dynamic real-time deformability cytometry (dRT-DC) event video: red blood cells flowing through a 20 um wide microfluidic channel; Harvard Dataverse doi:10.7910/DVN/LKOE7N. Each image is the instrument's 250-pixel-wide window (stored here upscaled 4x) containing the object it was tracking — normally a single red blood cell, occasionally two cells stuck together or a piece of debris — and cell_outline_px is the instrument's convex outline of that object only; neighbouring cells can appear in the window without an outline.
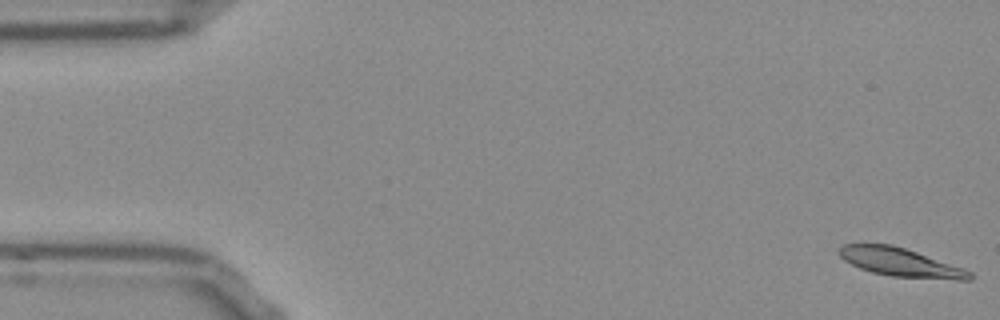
{"species": "Egyptian fruit bat (a non-hibernating species)", "species_latin": "Rousettus aegyptiacus", "temperature_condition": "room temperature", "stored_images_in_passage": 53, "camera_frame_rate_fps": 3000, "um_per_image_px": 0.085, "frame": {"image": 1, "passage_image": 1, "time_ms": 0.0, "image_size_px": [1000, 320], "cell_outline_px": [[972, 280], [956, 280], [892, 276], [872, 272], [860, 268], [844, 260], [836, 252], [844, 244], [892, 244], [964, 268], [972, 272]], "centroid_in_image_um": [76.54, 22.3], "position_along_channel_um": 8.5, "area_um2": 21.5}}
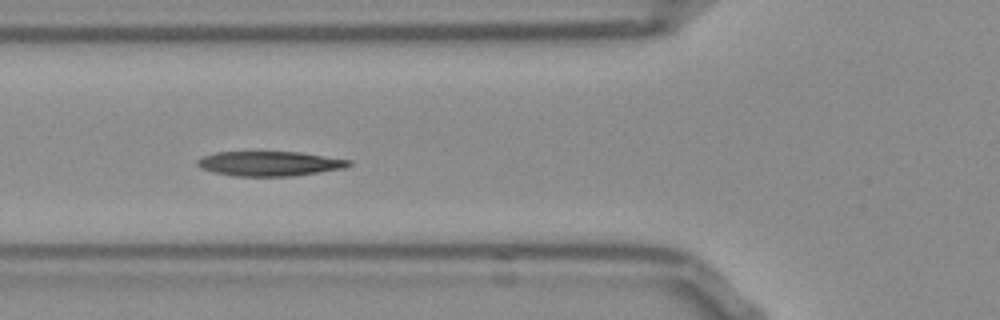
{"frame": {"image": 2, "passage_image": 19, "time_ms": 6.0, "image_size_px": [1000, 320], "cell_outline_px": [[352, 164], [348, 168], [292, 176], [232, 176], [200, 168], [196, 164], [196, 160], [204, 156], [216, 152], [300, 152], [352, 160]], "centroid_in_image_um": [22.96, 13.91], "position_along_channel_um": 102.8, "area_um2": 21.91}}
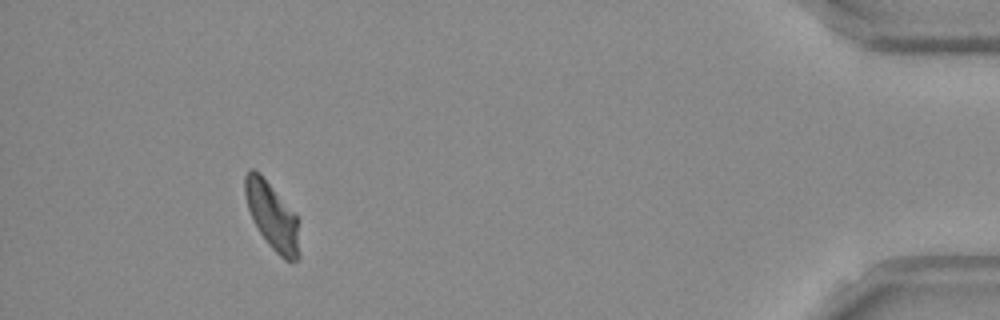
{"frame": {"image": 3, "passage_image": 49, "time_ms": 16.0, "image_size_px": [1000, 320], "cell_outline_px": [[300, 256], [296, 260], [284, 260], [268, 244], [260, 232], [248, 208], [244, 192], [244, 176], [252, 168], [260, 172], [296, 212], [300, 252]], "centroid_in_image_um": [23.15, 18.33], "position_along_channel_um": 412.0, "area_um2": 21.33}, "authors_computed_cell_mechanics": {"area_um2": 21.964, "velocity_mm_per_s": 3.7593, "shape_relaxation_time_tau1_ms": 5.7534, "shape_relaxation_time_tau2_ms": 4.5297, "deformation_change_tau1": 0.1641, "deformation_change_tau2": 0.1023}}